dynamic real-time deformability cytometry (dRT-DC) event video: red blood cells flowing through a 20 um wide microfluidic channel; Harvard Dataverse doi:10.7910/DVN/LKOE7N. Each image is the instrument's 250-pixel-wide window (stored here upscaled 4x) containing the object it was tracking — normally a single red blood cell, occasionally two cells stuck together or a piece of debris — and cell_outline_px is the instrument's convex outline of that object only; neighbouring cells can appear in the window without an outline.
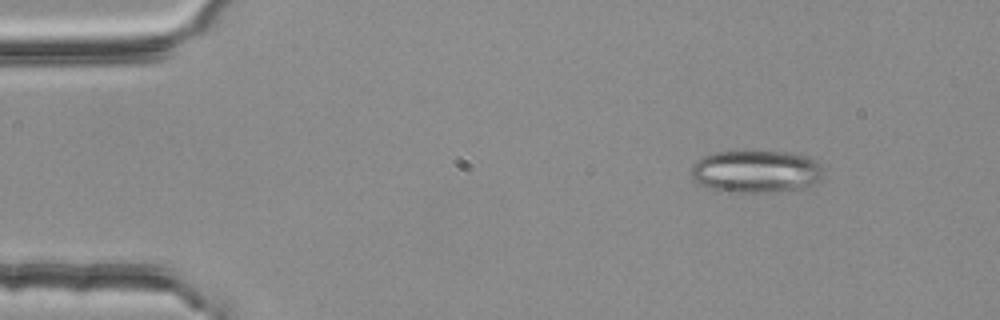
{"species": "common noctule bat (a hibernating species)", "species_latin": "Nyctalus noctula", "temperature_condition": "room temperature", "stored_images_in_passage": 3, "camera_frame_rate_fps": 3000, "um_per_image_px": 0.085, "animal": {"sex": "female", "body_mass_g": 25.1}, "frame": {"image": 1, "passage_image": 2, "time_ms": 0.333, "image_size_px": [1000, 320], "cell_outline_px": [[824, 176], [820, 180], [804, 188], [768, 192], [720, 192], [708, 188], [692, 180], [692, 164], [696, 160], [704, 156], [716, 152], [784, 152], [804, 156], [820, 164], [824, 168]], "centroid_in_image_um": [64.24, 14.6], "position_along_channel_um": 20.8, "area_um2": 32.77}}